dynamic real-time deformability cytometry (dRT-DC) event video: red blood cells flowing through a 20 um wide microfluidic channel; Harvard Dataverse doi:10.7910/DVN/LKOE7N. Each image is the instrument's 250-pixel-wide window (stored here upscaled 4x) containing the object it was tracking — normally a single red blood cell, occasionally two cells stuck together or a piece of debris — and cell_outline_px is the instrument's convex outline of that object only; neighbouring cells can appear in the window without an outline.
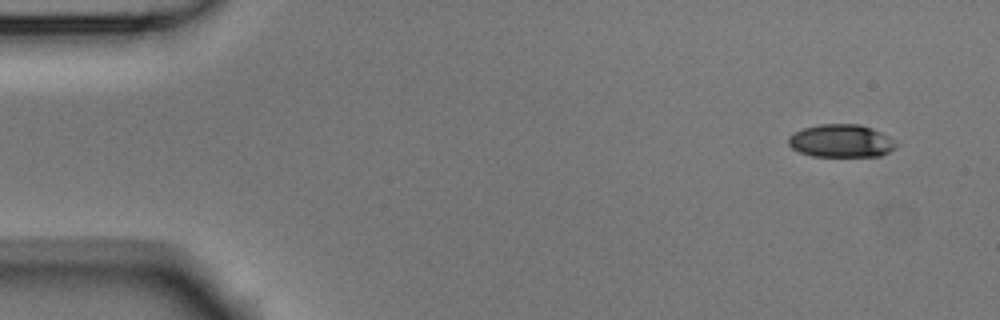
{"species": "Egyptian fruit bat (a non-hibernating species)", "species_latin": "Rousettus aegyptiacus", "temperature_condition": "room temperature", "stored_images_in_passage": 49, "camera_frame_rate_fps": 3000, "um_per_image_px": 0.085, "animal": {"sex": "male"}, "frame": {"image": 1, "passage_image": 1, "time_ms": 0.0, "image_size_px": [1000, 320], "cell_outline_px": [[896, 148], [880, 156], [812, 156], [800, 152], [792, 148], [788, 144], [788, 136], [804, 128], [820, 124], [860, 124], [872, 128], [888, 136], [896, 144]], "centroid_in_image_um": [71.48, 11.98], "position_along_channel_um": 13.5, "area_um2": 20.52}}
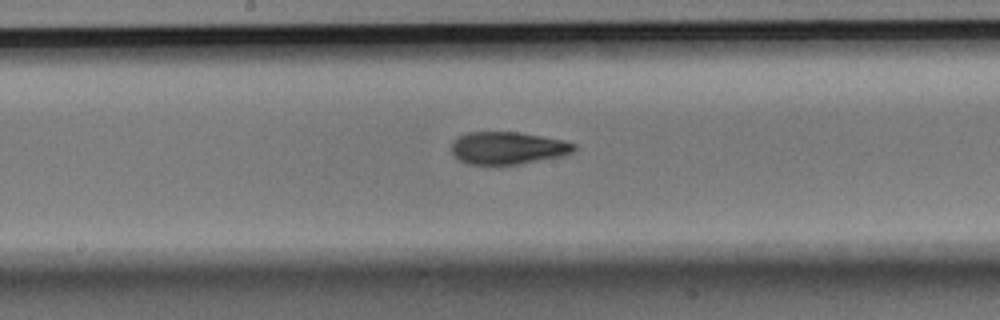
{"frame": {"image": 2, "passage_image": 25, "time_ms": 8.0, "image_size_px": [1000, 320], "cell_outline_px": [[576, 148], [572, 152], [564, 156], [520, 164], [468, 164], [460, 160], [452, 152], [452, 144], [460, 136], [468, 132], [516, 132], [564, 140], [576, 144]], "centroid_in_image_um": [43.21, 12.58], "position_along_channel_um": 205.0, "area_um2": 23.0}}
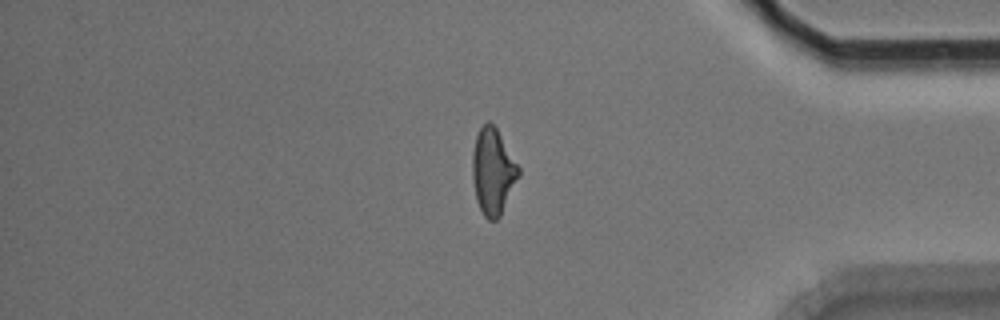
{"frame": {"image": 3, "passage_image": 42, "time_ms": 13.667, "image_size_px": [1000, 320], "cell_outline_px": [[520, 176], [500, 216], [496, 220], [488, 220], [484, 216], [476, 200], [472, 180], [472, 152], [476, 136], [480, 128], [488, 120], [496, 128], [520, 168]], "centroid_in_image_um": [41.89, 14.59], "position_along_channel_um": 393.3, "area_um2": 23.18}}